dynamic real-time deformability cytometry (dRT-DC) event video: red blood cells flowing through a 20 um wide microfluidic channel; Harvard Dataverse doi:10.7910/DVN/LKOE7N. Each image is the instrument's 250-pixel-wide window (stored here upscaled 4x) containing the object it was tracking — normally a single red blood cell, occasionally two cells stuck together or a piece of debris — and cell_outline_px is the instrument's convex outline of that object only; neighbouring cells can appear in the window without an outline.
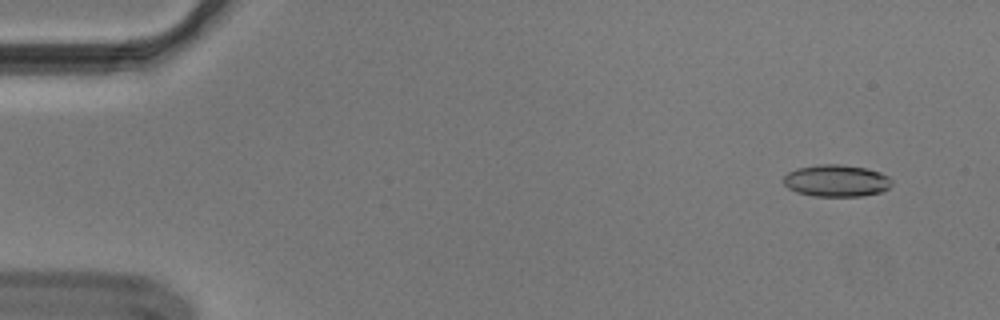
{"species": "Egyptian fruit bat (a non-hibernating species)", "species_latin": "Rousettus aegyptiacus", "temperature_condition": "cold", "stored_images_in_passage": 55, "camera_frame_rate_fps": 3000, "um_per_image_px": 0.085, "animal": {"sex": "male"}, "frame": {"image": 1, "passage_image": 4, "time_ms": 1.0, "image_size_px": [1000, 320], "cell_outline_px": [[892, 184], [888, 188], [880, 192], [860, 196], [812, 196], [796, 192], [788, 188], [784, 184], [784, 176], [788, 172], [796, 168], [820, 164], [840, 164], [868, 168], [880, 172], [888, 176], [892, 180]], "centroid_in_image_um": [71.09, 15.35], "position_along_channel_um": 13.9, "area_um2": 20.29}}
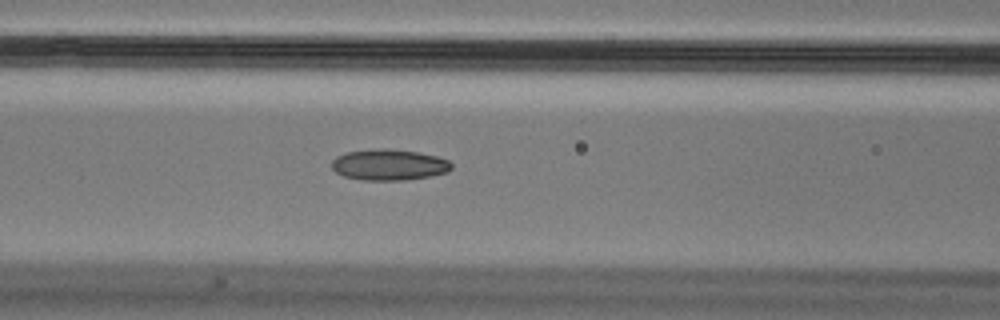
{"frame": {"image": 2, "passage_image": 23, "time_ms": 7.333, "image_size_px": [1000, 320], "cell_outline_px": [[452, 168], [448, 172], [432, 176], [404, 180], [360, 180], [344, 176], [336, 172], [332, 168], [332, 160], [336, 156], [344, 152], [384, 148], [388, 148], [416, 152], [436, 156], [448, 160], [452, 164]], "centroid_in_image_um": [33.06, 14.01], "position_along_channel_um": 133.5, "area_um2": 21.73}}
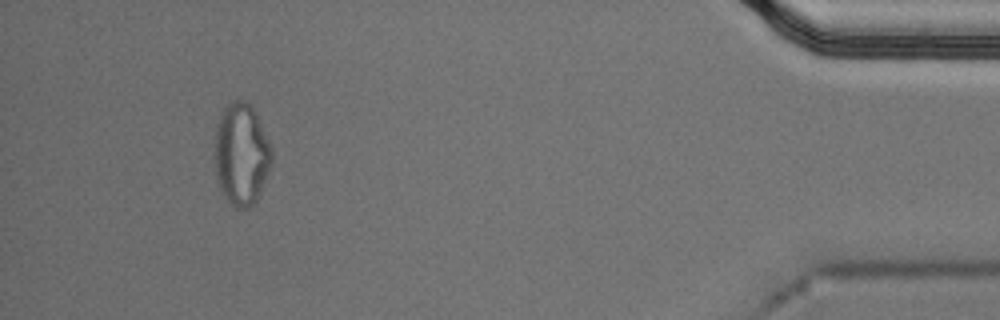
{"frame": {"image": 3, "passage_image": 51, "time_ms": 16.667, "image_size_px": [1000, 320], "cell_outline_px": [[272, 160], [268, 172], [260, 192], [256, 200], [248, 208], [236, 208], [224, 196], [220, 188], [216, 176], [216, 124], [224, 108], [232, 100], [248, 100], [272, 148]], "centroid_in_image_um": [20.52, 13.1], "position_along_channel_um": 414.7, "area_um2": 33.35}, "authors_computed_cell_mechanics": {"area_um2": 21.2126, "velocity_mm_per_s": 3.6697, "shape_relaxation_time_tau1_ms": null, "shape_relaxation_time_tau2_ms": 3.8819, "deformation_change_tau1": null, "deformation_change_tau2": 0.1052}}